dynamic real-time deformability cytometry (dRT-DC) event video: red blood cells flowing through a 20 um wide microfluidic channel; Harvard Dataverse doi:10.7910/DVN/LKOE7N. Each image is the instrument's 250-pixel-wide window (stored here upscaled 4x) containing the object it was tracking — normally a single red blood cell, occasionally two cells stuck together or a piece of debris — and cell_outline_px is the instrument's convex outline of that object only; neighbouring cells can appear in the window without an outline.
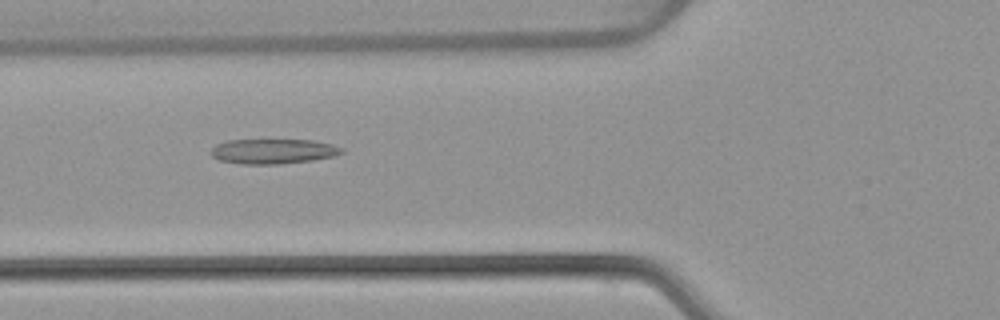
{"species": "common noctule bat (a hibernating species)", "species_latin": "Nyctalus noctula", "temperature_condition": "warm", "stored_images_in_passage": 53, "camera_frame_rate_fps": 3000, "um_per_image_px": 0.085, "animal": {"sex": "female", "body_mass_g": 22.7, "forearm_length_mm": 54.2}, "frame": {"image": 1, "passage_image": 20, "time_ms": 6.333, "image_size_px": [1000, 320], "cell_outline_px": [[344, 152], [332, 156], [312, 160], [280, 164], [240, 164], [220, 160], [212, 156], [208, 152], [216, 144], [228, 140], [312, 140], [332, 144], [344, 148]], "centroid_in_image_um": [23.19, 12.86], "position_along_channel_um": 102.6, "area_um2": 19.02}}
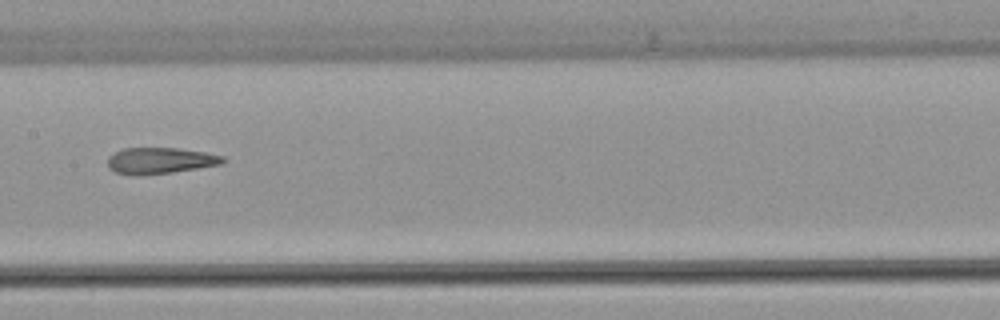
{"frame": {"image": 2, "passage_image": 27, "time_ms": 8.667, "image_size_px": [1000, 320], "cell_outline_px": [[228, 160], [224, 164], [172, 172], [116, 172], [108, 168], [108, 156], [112, 152], [124, 148], [176, 148], [204, 152], [224, 156]], "centroid_in_image_um": [13.69, 13.6], "position_along_channel_um": 193.7, "area_um2": 16.99}}
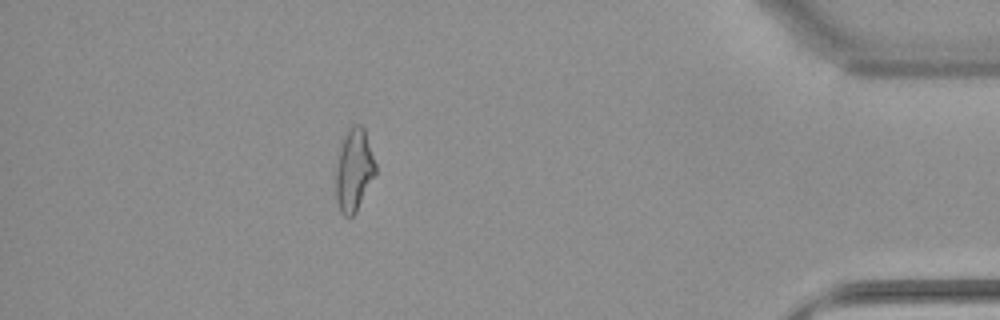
{"frame": {"image": 3, "passage_image": 47, "time_ms": 15.333, "image_size_px": [1000, 320], "cell_outline_px": [[376, 172], [356, 212], [352, 216], [344, 216], [340, 212], [336, 200], [336, 168], [340, 140], [352, 124], [360, 124], [364, 128], [376, 164]], "centroid_in_image_um": [30.06, 14.42], "position_along_channel_um": 405.1, "area_um2": 19.19}, "authors_computed_cell_mechanics": {"area_um2": 19.4786, "velocity_mm_per_s": 3.8953, "shape_relaxation_time_tau1_ms": null, "shape_relaxation_time_tau2_ms": 3.4989, "deformation_change_tau1": null, "deformation_change_tau2": 0.1443}}